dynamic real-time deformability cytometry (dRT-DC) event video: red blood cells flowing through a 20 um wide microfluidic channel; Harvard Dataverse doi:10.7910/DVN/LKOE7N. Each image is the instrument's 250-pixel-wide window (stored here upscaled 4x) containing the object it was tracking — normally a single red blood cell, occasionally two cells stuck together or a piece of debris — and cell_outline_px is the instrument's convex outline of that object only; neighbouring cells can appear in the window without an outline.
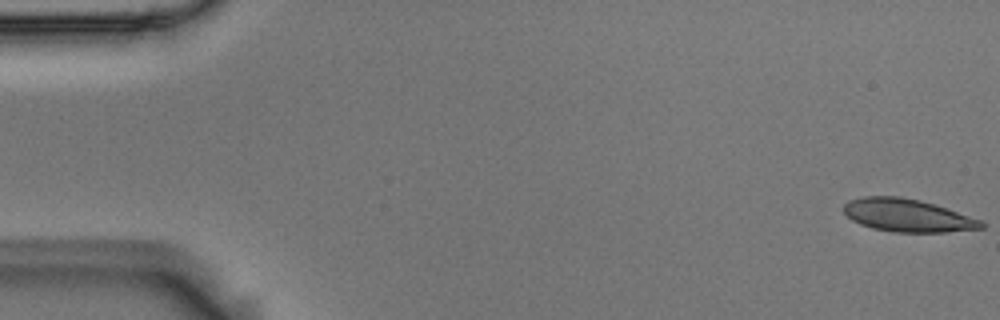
{"species": "Egyptian fruit bat (a non-hibernating species)", "species_latin": "Rousettus aegyptiacus", "temperature_condition": "room temperature", "stored_images_in_passage": 54, "camera_frame_rate_fps": 3000, "um_per_image_px": 0.085, "animal": {"sex": "male"}, "frame": {"image": 1, "passage_image": 1, "time_ms": 0.0, "image_size_px": [1000, 320], "cell_outline_px": [[984, 228], [944, 232], [896, 232], [872, 228], [860, 224], [852, 220], [844, 212], [844, 204], [848, 200], [864, 196], [900, 196], [920, 200], [980, 220], [984, 224]], "centroid_in_image_um": [77.08, 18.3], "position_along_channel_um": 7.9, "area_um2": 25.95}}
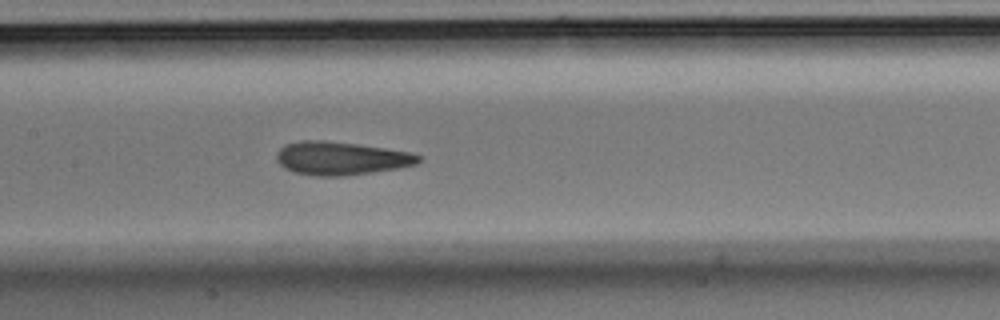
{"frame": {"image": 2, "passage_image": 26, "time_ms": 8.333, "image_size_px": [1000, 320], "cell_outline_px": [[420, 160], [416, 164], [400, 168], [344, 176], [316, 176], [292, 172], [284, 168], [276, 160], [276, 156], [280, 148], [284, 144], [300, 140], [324, 140], [356, 144], [384, 148], [408, 152], [420, 156]], "centroid_in_image_um": [28.93, 13.46], "position_along_channel_um": 178.5, "area_um2": 27.51}}
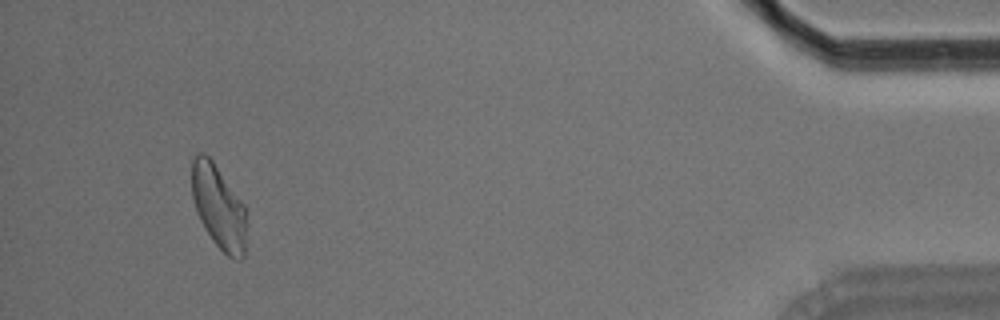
{"frame": {"image": 3, "passage_image": 51, "time_ms": 16.667, "image_size_px": [1000, 320], "cell_outline_px": [[244, 256], [240, 260], [236, 260], [228, 256], [212, 240], [204, 228], [196, 212], [192, 196], [192, 160], [196, 152], [204, 152], [212, 160], [244, 204]], "centroid_in_image_um": [18.54, 17.56], "position_along_channel_um": 416.7, "area_um2": 26.3}, "authors_computed_cell_mechanics": {"area_um2": 27.1082, "velocity_mm_per_s": 3.6965, "shape_relaxation_time_tau1_ms": null, "shape_relaxation_time_tau2_ms": 2.0962, "deformation_change_tau1": null, "deformation_change_tau2": 0.0716}}